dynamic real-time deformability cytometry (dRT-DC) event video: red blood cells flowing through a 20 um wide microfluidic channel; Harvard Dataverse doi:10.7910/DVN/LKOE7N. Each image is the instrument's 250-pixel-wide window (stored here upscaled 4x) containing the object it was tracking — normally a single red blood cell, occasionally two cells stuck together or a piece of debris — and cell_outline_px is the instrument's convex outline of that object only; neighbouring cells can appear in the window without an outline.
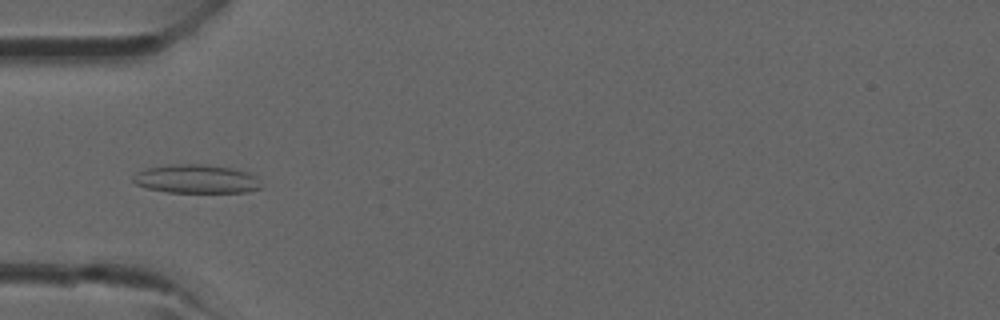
{"species": "common noctule bat (a hibernating species)", "species_latin": "Nyctalus noctula", "temperature_condition": "room temperature", "stored_images_in_passage": 3, "camera_frame_rate_fps": 3000, "um_per_image_px": 0.085, "animal": {"sex": "male", "forearm_length_mm": 52.5}, "frame": {"image": 1, "passage_image": 3, "time_ms": 2.333, "image_size_px": [1000, 320], "cell_outline_px": [[264, 188], [248, 192], [168, 192], [148, 188], [136, 184], [132, 180], [132, 176], [136, 172], [148, 168], [172, 164], [204, 164], [232, 168], [248, 172], [256, 176]], "centroid_in_image_um": [16.72, 15.21], "position_along_channel_um": 68.3, "area_um2": 21.5}}